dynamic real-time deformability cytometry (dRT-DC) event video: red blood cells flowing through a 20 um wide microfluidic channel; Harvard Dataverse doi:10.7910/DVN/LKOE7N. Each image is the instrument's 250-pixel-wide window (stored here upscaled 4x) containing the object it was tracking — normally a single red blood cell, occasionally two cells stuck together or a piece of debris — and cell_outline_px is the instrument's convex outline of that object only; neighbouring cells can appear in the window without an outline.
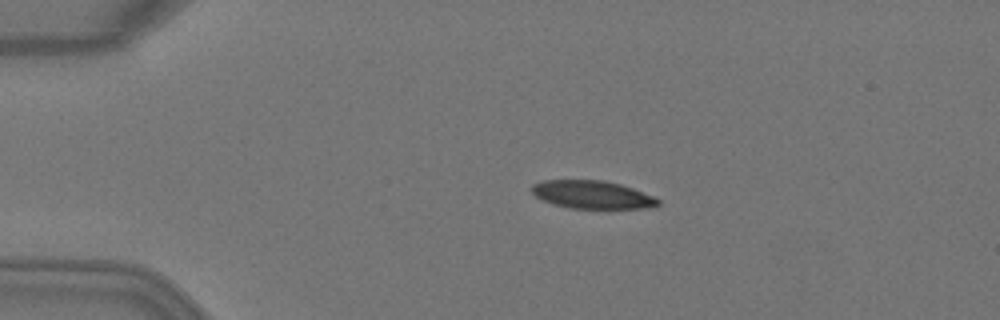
{"species": "Egyptian fruit bat (a non-hibernating species)", "species_latin": "Rousettus aegyptiacus", "temperature_condition": "warm", "stored_images_in_passage": 4, "camera_frame_rate_fps": 3000, "um_per_image_px": 0.085, "animal": {"sex": "female"}, "frame": {"image": 1, "passage_image": 3, "time_ms": 0.667, "image_size_px": [1000, 320], "cell_outline_px": [[660, 204], [648, 208], [568, 208], [552, 204], [536, 196], [532, 192], [532, 184], [544, 180], [604, 180], [620, 184], [632, 188], [652, 196], [660, 200]], "centroid_in_image_um": [50.32, 16.54], "position_along_channel_um": 34.7, "area_um2": 20.46}}